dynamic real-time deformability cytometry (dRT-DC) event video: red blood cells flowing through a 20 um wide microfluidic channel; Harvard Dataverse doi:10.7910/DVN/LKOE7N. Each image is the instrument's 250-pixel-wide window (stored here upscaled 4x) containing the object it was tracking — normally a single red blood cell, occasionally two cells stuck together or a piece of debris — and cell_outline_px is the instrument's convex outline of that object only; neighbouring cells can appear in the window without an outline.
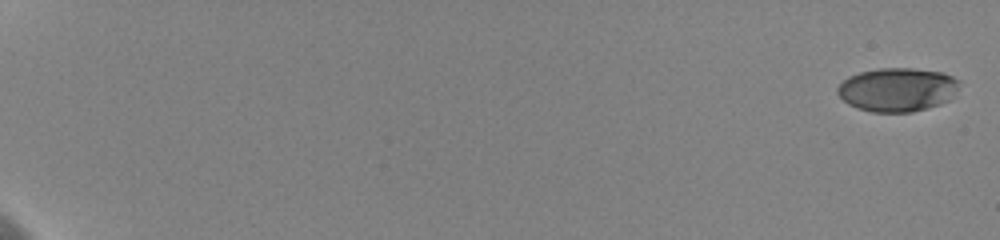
{"species": "human", "species_latin": "Homo sapiens", "temperature_condition": "cold", "stored_images_in_passage": 34, "camera_frame_rate_fps": 3000, "um_per_image_px": 0.085, "donor": {"sex": "female"}, "frame": {"image": 1, "passage_image": 1, "time_ms": 0.0, "image_size_px": [1000, 240], "cell_outline_px": [[960, 84], [948, 100], [940, 104], [912, 112], [872, 112], [856, 108], [848, 104], [836, 92], [836, 88], [848, 76], [860, 72], [880, 68], [912, 68], [944, 72], [960, 80]], "centroid_in_image_um": [76.26, 7.61], "position_along_channel_um": 8.7, "area_um2": 31.1}}
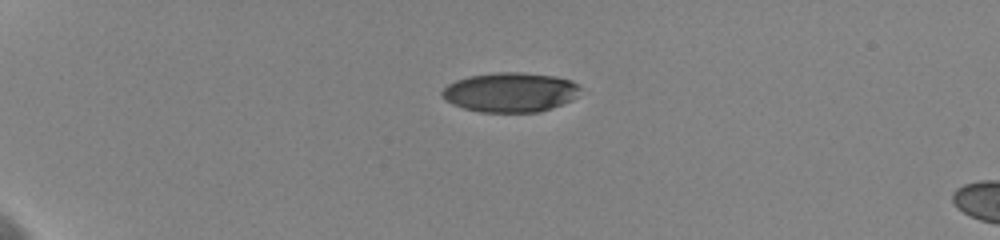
{"frame": {"image": 2, "passage_image": 14, "time_ms": 5.333, "image_size_px": [1000, 240], "cell_outline_px": [[580, 88], [572, 100], [552, 108], [540, 112], [480, 112], [464, 108], [452, 104], [444, 100], [440, 96], [440, 92], [448, 84], [456, 80], [468, 76], [496, 72], [520, 72], [556, 76], [572, 80], [580, 84]], "centroid_in_image_um": [43.36, 7.84], "position_along_channel_um": 41.6, "area_um2": 32.14}}